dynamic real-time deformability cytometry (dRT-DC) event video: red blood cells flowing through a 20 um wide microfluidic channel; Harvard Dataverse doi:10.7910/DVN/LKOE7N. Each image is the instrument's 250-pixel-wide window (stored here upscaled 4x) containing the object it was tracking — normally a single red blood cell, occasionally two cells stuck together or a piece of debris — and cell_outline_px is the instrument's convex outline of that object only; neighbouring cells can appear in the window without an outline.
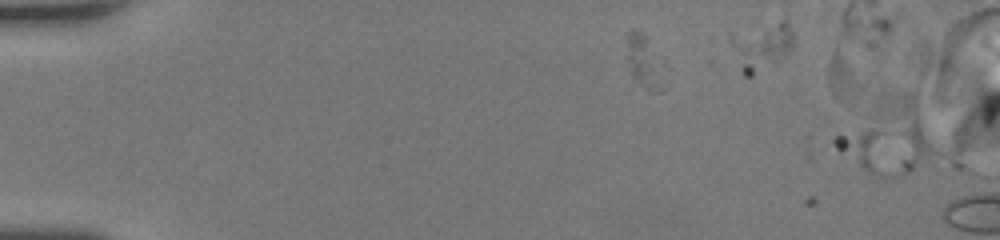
{"species": "human", "species_latin": "Homo sapiens", "temperature_condition": "room temperature", "stored_images_in_passage": 4, "camera_frame_rate_fps": 3000, "um_per_image_px": 0.085, "donor": {"sex": "female"}, "frame": {"image": 1, "passage_image": 1, "time_ms": 0.0, "image_size_px": [1000, 240], "cell_outline_px": [[936, 152], [908, 172], [896, 176], [880, 176], [864, 168], [840, 152], [836, 148], [832, 140], [880, 92], [916, 92]], "centroid_in_image_um": [75.47, 11.5], "position_along_channel_um": 9.5, "area_um2": 42.54}}